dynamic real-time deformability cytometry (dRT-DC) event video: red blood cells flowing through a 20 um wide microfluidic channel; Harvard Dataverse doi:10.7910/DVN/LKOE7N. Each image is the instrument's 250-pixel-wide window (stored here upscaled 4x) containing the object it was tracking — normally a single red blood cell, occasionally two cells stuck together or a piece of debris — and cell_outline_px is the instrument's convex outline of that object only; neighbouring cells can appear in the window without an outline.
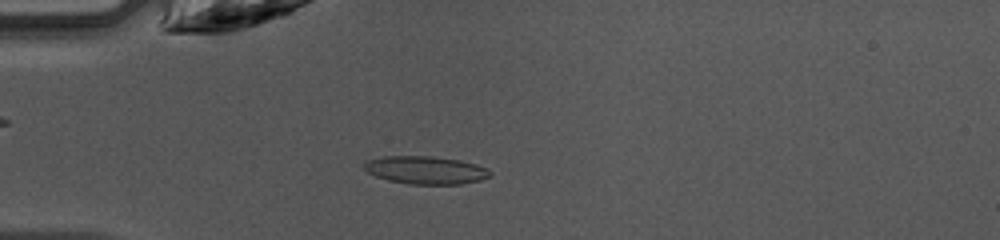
{"species": "common noctule bat (a hibernating species)", "species_latin": "Nyctalus noctula", "temperature_condition": "warm", "stored_images_in_passage": 46, "camera_frame_rate_fps": 3000, "um_per_image_px": 0.085, "animal": {"sex": "female", "body_mass_g": 10.0, "forearm_length_mm": 53.1}, "frame": {"image": 1, "passage_image": 12, "time_ms": 3.667, "image_size_px": [1000, 240], "cell_outline_px": [[492, 176], [480, 180], [460, 184], [408, 184], [388, 180], [376, 176], [368, 172], [364, 168], [364, 164], [368, 160], [384, 156], [432, 156], [460, 160], [476, 164], [488, 168], [492, 172]], "centroid_in_image_um": [36.22, 14.46], "position_along_channel_um": 48.8, "area_um2": 20.52}}
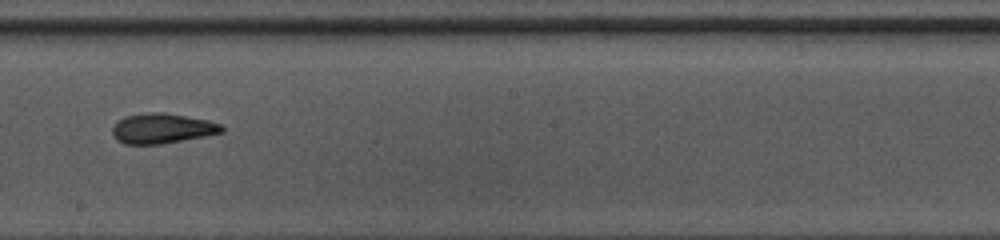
{"frame": {"image": 2, "passage_image": 26, "time_ms": 8.333, "image_size_px": [1000, 240], "cell_outline_px": [[224, 132], [204, 136], [160, 144], [124, 144], [116, 140], [112, 136], [112, 128], [116, 120], [124, 116], [148, 112], [164, 112], [208, 120], [220, 124], [224, 128]], "centroid_in_image_um": [13.73, 10.91], "position_along_channel_um": 234.5, "area_um2": 19.31}}
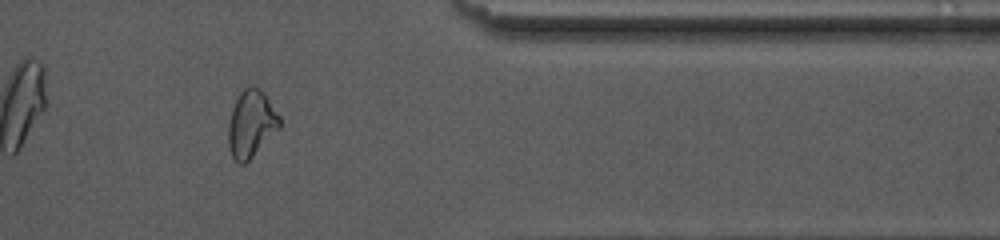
{"frame": {"image": 3, "passage_image": 38, "time_ms": 12.333, "image_size_px": [1000, 240], "cell_outline_px": [[280, 128], [244, 164], [240, 164], [232, 156], [228, 148], [228, 124], [232, 108], [240, 92], [244, 88], [252, 84], [260, 88], [264, 92], [280, 116]], "centroid_in_image_um": [21.35, 10.49], "position_along_channel_um": 390.1, "area_um2": 20.06}, "authors_computed_cell_mechanics": {"area_um2": 19.5364, "velocity_mm_per_s": 4.2349, "shape_relaxation_time_tau1_ms": 5.2815, "shape_relaxation_time_tau2_ms": 2.883, "deformation_change_tau1": 0.1725, "deformation_change_tau2": 0.1142}}